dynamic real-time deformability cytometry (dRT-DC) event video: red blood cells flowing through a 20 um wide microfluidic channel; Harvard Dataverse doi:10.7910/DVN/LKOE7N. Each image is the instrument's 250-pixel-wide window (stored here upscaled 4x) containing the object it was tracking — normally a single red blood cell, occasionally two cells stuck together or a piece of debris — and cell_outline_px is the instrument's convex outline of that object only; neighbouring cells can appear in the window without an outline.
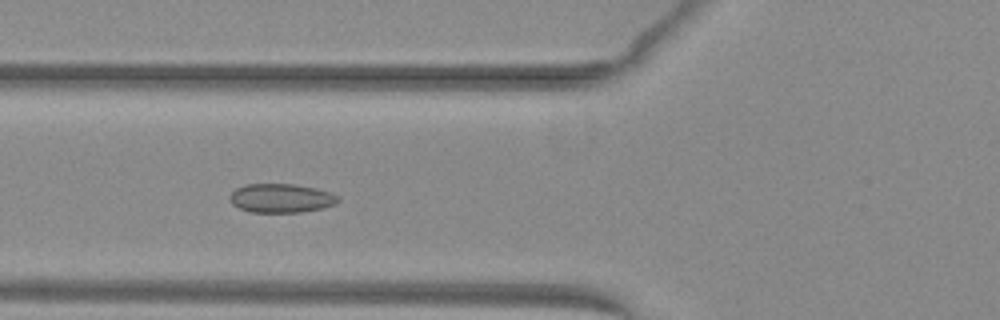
{"species": "common noctule bat (a hibernating species)", "species_latin": "Nyctalus noctula", "temperature_condition": "warm", "stored_images_in_passage": 20, "camera_frame_rate_fps": 3000, "um_per_image_px": 0.085, "animal": {"sex": "female", "body_mass_g": 29.2, "forearm_length_mm": 56.3}, "frame": {"image": 1, "passage_image": 5, "time_ms": 1.333, "image_size_px": [1000, 320], "cell_outline_px": [[340, 200], [336, 204], [324, 208], [300, 212], [252, 212], [240, 208], [232, 204], [228, 196], [236, 188], [244, 184], [292, 184], [316, 188], [340, 196]], "centroid_in_image_um": [23.9, 16.84], "position_along_channel_um": 101.9, "area_um2": 18.32}}
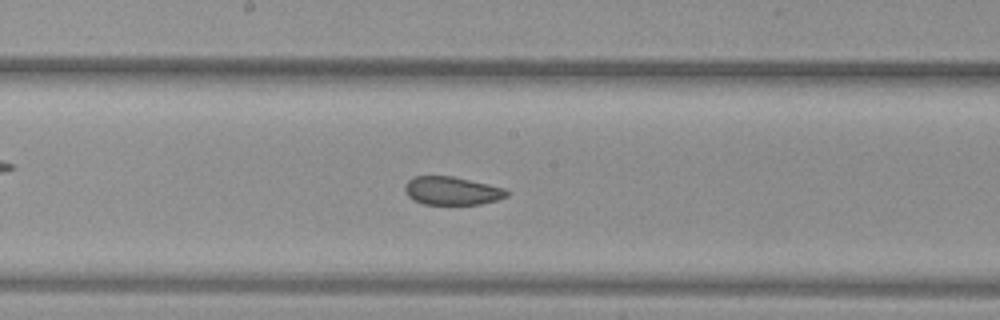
{"frame": {"image": 2, "passage_image": 13, "time_ms": 4.0, "image_size_px": [1000, 320], "cell_outline_px": [[508, 196], [496, 200], [480, 204], [424, 204], [412, 200], [408, 196], [404, 188], [404, 184], [408, 180], [416, 176], [452, 176], [488, 184], [504, 188], [508, 192]], "centroid_in_image_um": [38.38, 16.22], "position_along_channel_um": 209.8, "area_um2": 16.7}}
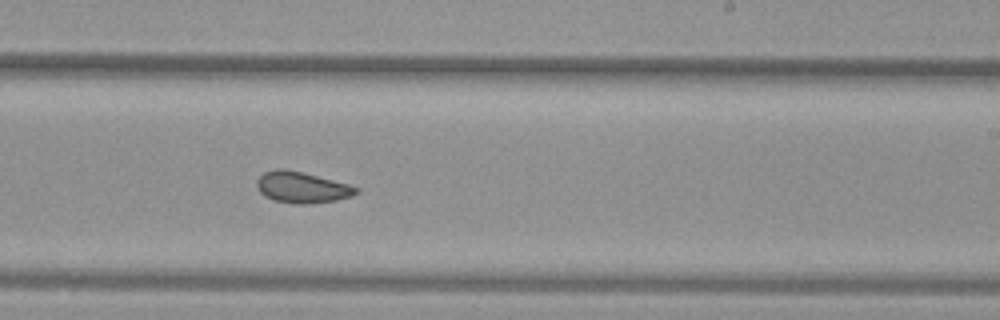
{"frame": {"image": 3, "passage_image": 17, "time_ms": 5.333, "image_size_px": [1000, 320], "cell_outline_px": [[360, 192], [352, 196], [336, 200], [304, 204], [296, 204], [272, 200], [264, 196], [260, 192], [256, 184], [256, 180], [264, 172], [276, 168], [284, 168], [348, 184], [360, 188]], "centroid_in_image_um": [25.65, 15.93], "position_along_channel_um": 263.4, "area_um2": 17.98}}